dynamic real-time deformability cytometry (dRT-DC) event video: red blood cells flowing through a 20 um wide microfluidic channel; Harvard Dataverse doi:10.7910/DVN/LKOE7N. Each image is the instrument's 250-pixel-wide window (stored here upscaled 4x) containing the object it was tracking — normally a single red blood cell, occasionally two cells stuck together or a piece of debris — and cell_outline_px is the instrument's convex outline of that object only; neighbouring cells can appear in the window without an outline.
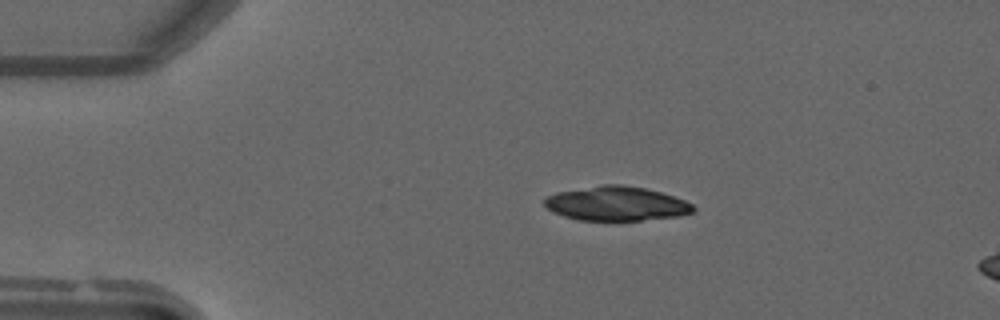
{"species": "common noctule bat (a hibernating species)", "species_latin": "Nyctalus noctula", "temperature_condition": "warm", "stored_images_in_passage": 20, "camera_frame_rate_fps": 3000, "um_per_image_px": 0.085, "animal": {"sex": "male", "forearm_length_mm": 52.5}, "frame": {"image": 1, "passage_image": 7, "time_ms": 2.0, "image_size_px": [1000, 320], "cell_outline_px": [[696, 208], [692, 212], [680, 216], [640, 220], [580, 220], [564, 216], [552, 212], [544, 204], [544, 200], [548, 196], [556, 192], [604, 184], [624, 184], [644, 188], [660, 192], [684, 200], [692, 204]], "centroid_in_image_um": [52.39, 17.3], "position_along_channel_um": 32.6, "area_um2": 29.59}}